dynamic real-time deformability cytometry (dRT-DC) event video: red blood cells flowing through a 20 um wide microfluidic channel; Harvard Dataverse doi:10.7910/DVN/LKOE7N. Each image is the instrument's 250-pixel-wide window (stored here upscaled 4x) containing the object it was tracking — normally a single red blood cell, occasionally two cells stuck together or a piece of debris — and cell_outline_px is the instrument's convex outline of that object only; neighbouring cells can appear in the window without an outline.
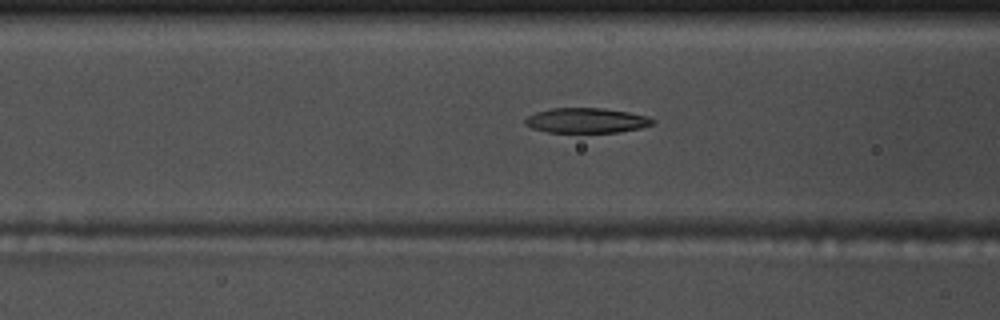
{"species": "common noctule bat (a hibernating species)", "species_latin": "Nyctalus noctula", "temperature_condition": "warm", "stored_images_in_passage": 55, "camera_frame_rate_fps": 3000, "um_per_image_px": 0.085, "animal": {"sex": "male", "body_mass_g": 17.5, "forearm_length_mm": 52.3}, "frame": {"image": 1, "passage_image": 22, "time_ms": 7.0, "image_size_px": [1000, 320], "cell_outline_px": [[656, 120], [652, 124], [640, 128], [616, 132], [548, 132], [532, 128], [524, 124], [524, 120], [528, 116], [536, 112], [552, 108], [604, 108], [628, 112], [648, 116]], "centroid_in_image_um": [49.84, 10.23], "position_along_channel_um": 116.8, "area_um2": 18.5}}
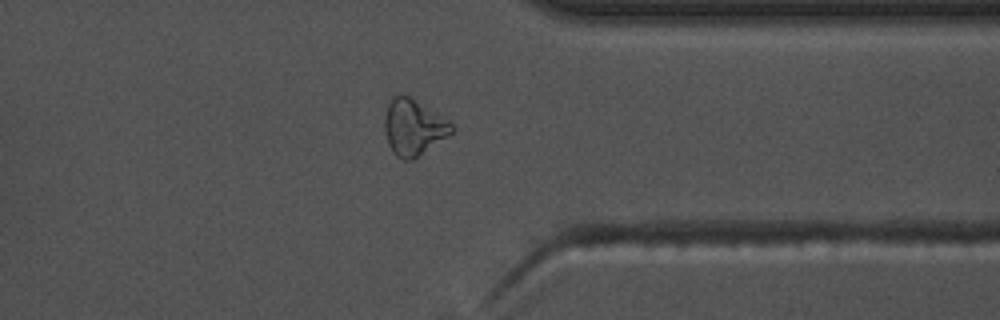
{"frame": {"image": 2, "passage_image": 43, "time_ms": 14.0, "image_size_px": [1000, 320], "cell_outline_px": [[456, 128], [448, 136], [412, 160], [404, 160], [396, 156], [392, 152], [388, 144], [384, 132], [384, 116], [388, 104], [392, 96], [408, 96], [448, 120]], "centroid_in_image_um": [35.12, 10.84], "position_along_channel_um": 376.3, "area_um2": 21.68}}
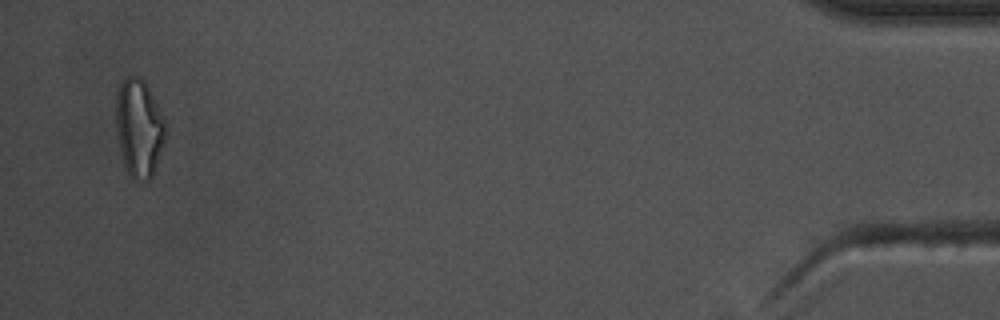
{"frame": {"image": 3, "passage_image": 53, "time_ms": 17.333, "image_size_px": [1000, 320], "cell_outline_px": [[164, 140], [152, 176], [148, 180], [136, 180], [128, 172], [124, 164], [120, 148], [116, 124], [116, 96], [120, 84], [128, 76], [140, 76], [144, 80], [164, 116]], "centroid_in_image_um": [11.81, 10.84], "position_along_channel_um": 423.4, "area_um2": 27.69}, "authors_computed_cell_mechanics": {"area_um2": 19.3052, "velocity_mm_per_s": 3.7736, "shape_relaxation_time_tau1_ms": 5.4004, "shape_relaxation_time_tau2_ms": 8.2296, "deformation_change_tau1": 0.1818, "deformation_change_tau2": 0.1798}}